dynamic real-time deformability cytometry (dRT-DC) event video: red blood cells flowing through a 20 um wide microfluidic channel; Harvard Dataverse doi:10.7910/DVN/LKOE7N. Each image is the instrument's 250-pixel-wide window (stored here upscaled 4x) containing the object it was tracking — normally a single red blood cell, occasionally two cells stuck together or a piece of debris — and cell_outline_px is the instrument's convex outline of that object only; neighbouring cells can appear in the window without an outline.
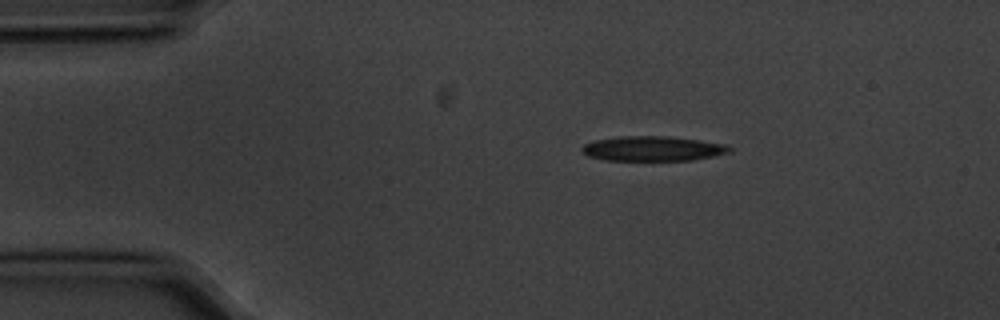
{"species": "common noctule bat (a hibernating species)", "species_latin": "Nyctalus noctula", "temperature_condition": "cold", "stored_images_in_passage": 13, "camera_frame_rate_fps": 3000, "um_per_image_px": 0.085, "animal": {"sex": "male", "body_mass_g": 20.1, "forearm_length_mm": 53.5}, "frame": {"image": 1, "passage_image": 1, "time_ms": 0.0, "image_size_px": [1000, 320], "cell_outline_px": [[732, 152], [692, 160], [604, 160], [588, 156], [580, 152], [580, 148], [584, 144], [596, 140], [620, 136], [668, 136], [724, 144], [732, 148]], "centroid_in_image_um": [55.44, 12.63], "position_along_channel_um": 29.6, "area_um2": 21.27}}
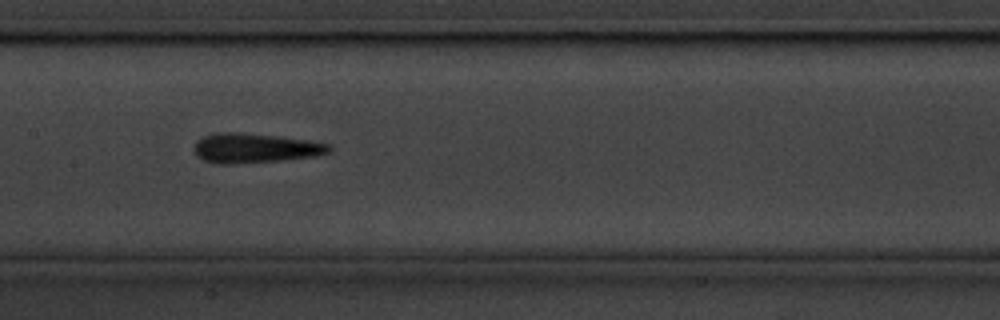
{"frame": {"image": 2, "passage_image": 6, "time_ms": 1.667, "image_size_px": [1000, 320], "cell_outline_px": [[332, 152], [312, 156], [280, 160], [228, 164], [216, 164], [204, 160], [196, 156], [192, 148], [196, 140], [204, 136], [216, 132], [236, 132], [276, 136], [308, 140], [328, 144], [332, 148]], "centroid_in_image_um": [21.6, 12.58], "position_along_channel_um": 185.8, "area_um2": 23.24}}
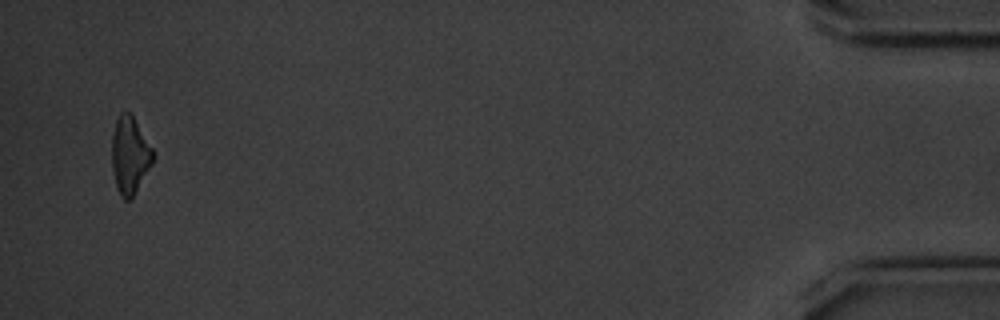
{"frame": {"image": 3, "passage_image": 13, "time_ms": 4.0, "image_size_px": [1000, 320], "cell_outline_px": [[152, 164], [132, 200], [124, 200], [120, 196], [116, 188], [112, 168], [112, 136], [116, 120], [120, 112], [124, 108], [132, 112], [152, 148]], "centroid_in_image_um": [11.02, 13.18], "position_along_channel_um": 424.2, "area_um2": 18.9}}